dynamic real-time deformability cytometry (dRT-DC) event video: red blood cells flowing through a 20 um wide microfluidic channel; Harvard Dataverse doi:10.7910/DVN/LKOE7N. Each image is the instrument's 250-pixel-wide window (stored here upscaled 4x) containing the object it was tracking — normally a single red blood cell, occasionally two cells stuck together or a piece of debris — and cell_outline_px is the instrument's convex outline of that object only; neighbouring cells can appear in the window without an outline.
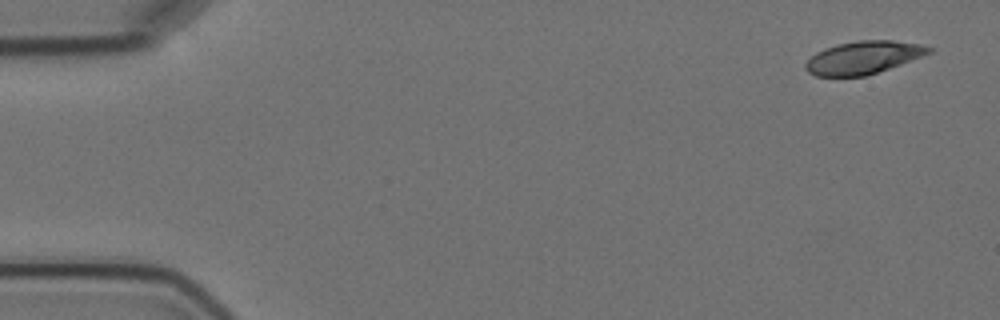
{"species": "Egyptian fruit bat (a non-hibernating species)", "species_latin": "Rousettus aegyptiacus", "temperature_condition": "cold", "stored_images_in_passage": 5, "camera_frame_rate_fps": 3000, "um_per_image_px": 0.085, "animal": {"sex": "female"}, "frame": {"image": 1, "passage_image": 1, "time_ms": 0.0, "image_size_px": [1000, 320], "cell_outline_px": [[936, 48], [932, 52], [900, 64], [864, 76], [816, 76], [808, 72], [804, 68], [804, 64], [816, 52], [824, 48], [836, 44], [856, 40], [892, 40], [920, 44]], "centroid_in_image_um": [73.37, 4.87], "position_along_channel_um": 11.6, "area_um2": 23.52}}
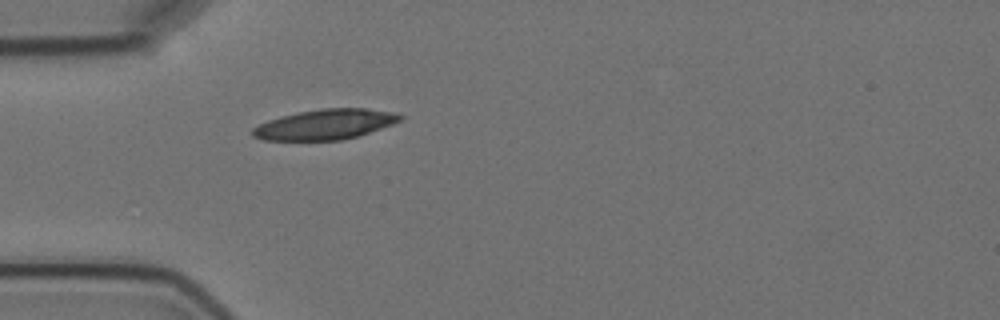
{"frame": {"image": 2, "passage_image": 5, "time_ms": 4.667, "image_size_px": [1000, 320], "cell_outline_px": [[404, 116], [400, 120], [392, 124], [356, 136], [340, 140], [264, 140], [252, 136], [252, 128], [268, 120], [280, 116], [320, 108], [368, 108], [392, 112]], "centroid_in_image_um": [27.61, 10.57], "position_along_channel_um": 57.4, "area_um2": 25.72}}